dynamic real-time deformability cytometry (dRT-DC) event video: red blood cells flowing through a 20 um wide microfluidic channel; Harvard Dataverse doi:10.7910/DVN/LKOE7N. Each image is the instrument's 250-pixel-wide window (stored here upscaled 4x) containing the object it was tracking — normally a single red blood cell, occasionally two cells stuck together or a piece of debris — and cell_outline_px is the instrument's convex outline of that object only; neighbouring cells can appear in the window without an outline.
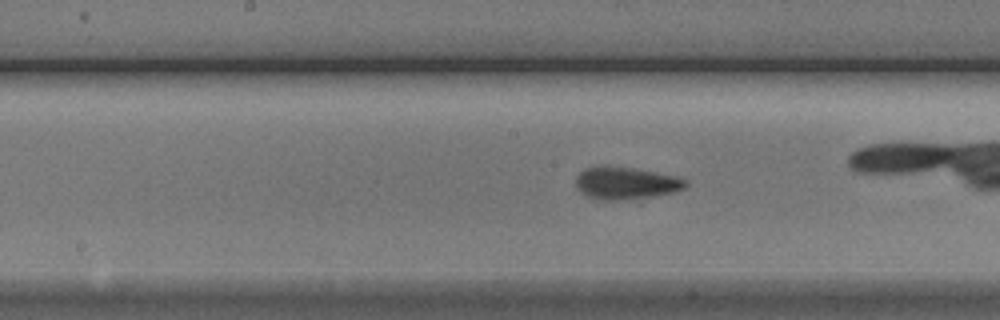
{"species": "Egyptian fruit bat (a non-hibernating species)", "species_latin": "Rousettus aegyptiacus", "temperature_condition": "cold", "stored_images_in_passage": 50, "camera_frame_rate_fps": 3000, "um_per_image_px": 0.085, "animal": {"sex": "male"}, "frame": {"image": 1, "passage_image": 22, "time_ms": 7.0, "image_size_px": [1000, 320], "cell_outline_px": [[688, 184], [684, 188], [672, 192], [656, 196], [628, 200], [596, 200], [580, 192], [576, 188], [576, 176], [584, 168], [632, 168], [676, 176], [688, 180]], "centroid_in_image_um": [53.21, 15.61], "position_along_channel_um": 195.0, "area_um2": 20.4}}
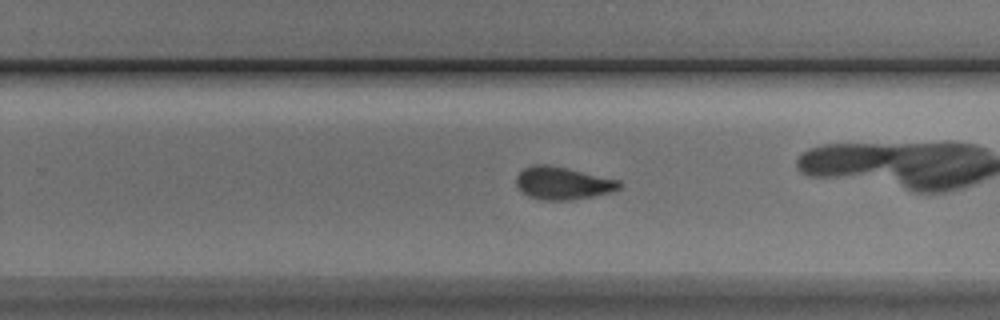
{"frame": {"image": 2, "passage_image": 29, "time_ms": 9.333, "image_size_px": [1000, 320], "cell_outline_px": [[620, 188], [612, 192], [572, 200], [540, 200], [528, 196], [520, 192], [516, 184], [516, 176], [524, 168], [536, 164], [544, 164], [568, 168], [620, 180]], "centroid_in_image_um": [47.81, 15.57], "position_along_channel_um": 282.0, "area_um2": 19.71}, "authors_computed_cell_mechanics": {"area_um2": 19.652, "velocity_mm_per_s": 3.74, "shape_relaxation_time_tau1_ms": 2.608, "shape_relaxation_time_tau2_ms": 1.5839, "deformation_change_tau1": 0.1114, "deformation_change_tau2": 0.0718}}